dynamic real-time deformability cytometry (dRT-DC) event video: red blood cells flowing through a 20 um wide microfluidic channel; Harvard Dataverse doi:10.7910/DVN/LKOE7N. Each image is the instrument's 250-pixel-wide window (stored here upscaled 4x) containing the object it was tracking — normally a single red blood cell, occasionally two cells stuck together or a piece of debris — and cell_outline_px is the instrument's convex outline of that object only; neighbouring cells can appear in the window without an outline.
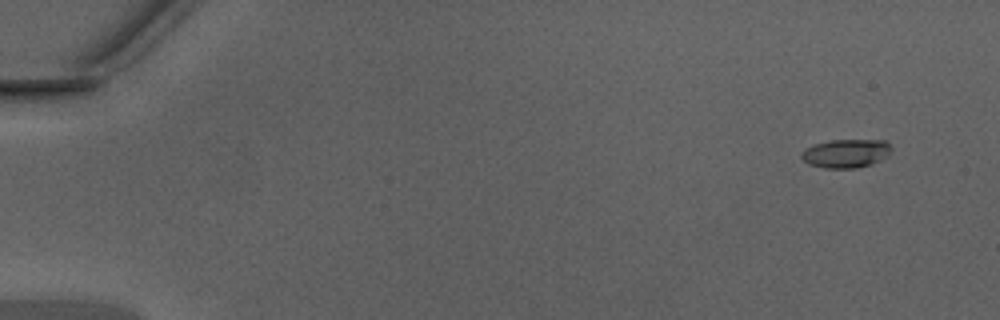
{"species": "Egyptian fruit bat (a non-hibernating species)", "species_latin": "Rousettus aegyptiacus", "temperature_condition": "warm", "stored_images_in_passage": 45, "camera_frame_rate_fps": 3000, "um_per_image_px": 0.085, "animal": {"sex": "male"}, "frame": {"image": 1, "passage_image": 1, "time_ms": 0.0, "image_size_px": [1000, 320], "cell_outline_px": [[892, 148], [888, 156], [872, 164], [856, 168], [824, 168], [808, 164], [800, 156], [800, 152], [804, 148], [816, 144], [832, 140], [884, 140]], "centroid_in_image_um": [71.89, 13.04], "position_along_channel_um": 13.1, "area_um2": 15.03}}
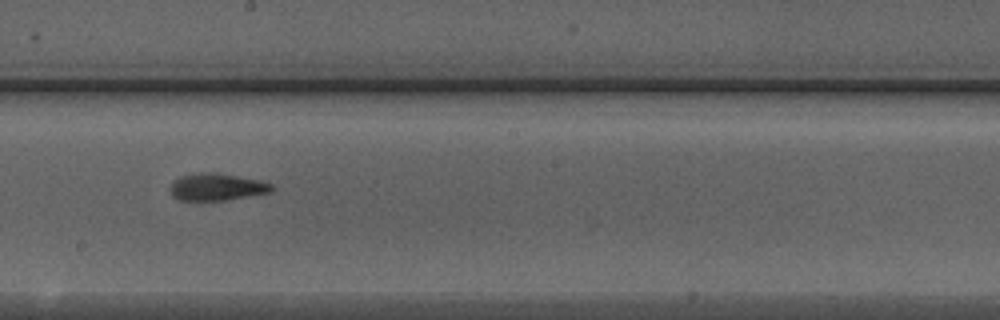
{"frame": {"image": 2, "passage_image": 26, "time_ms": 8.333, "image_size_px": [1000, 320], "cell_outline_px": [[276, 188], [268, 192], [224, 200], [180, 200], [172, 196], [172, 184], [180, 176], [200, 172], [216, 172], [260, 180], [272, 184]], "centroid_in_image_um": [18.45, 15.87], "position_along_channel_um": 229.8, "area_um2": 15.78}}
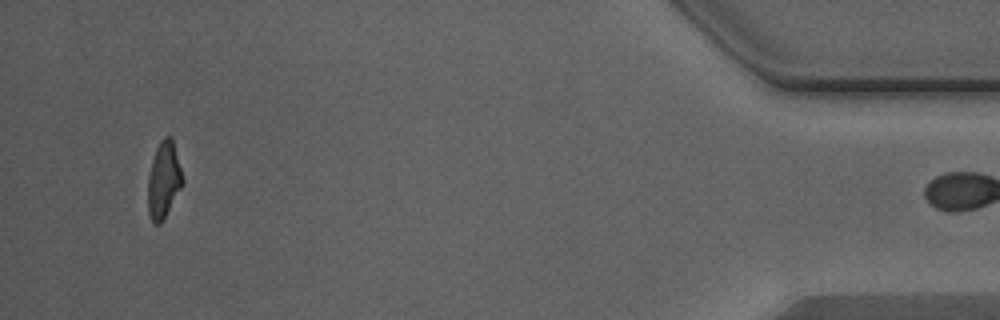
{"frame": {"image": 3, "passage_image": 44, "time_ms": 14.333, "image_size_px": [1000, 320], "cell_outline_px": [[184, 184], [160, 224], [156, 224], [152, 220], [148, 212], [148, 176], [152, 160], [156, 148], [160, 140], [164, 136], [172, 136], [184, 180]], "centroid_in_image_um": [13.93, 15.26], "position_along_channel_um": 421.3, "area_um2": 15.49}, "authors_computed_cell_mechanics": {"area_um2": 15.895, "velocity_mm_per_s": 4.3813, "shape_relaxation_time_tau1_ms": 10.8042, "shape_relaxation_time_tau2_ms": 2.4064, "deformation_change_tau1": 0.3174, "deformation_change_tau2": 0.1021}}